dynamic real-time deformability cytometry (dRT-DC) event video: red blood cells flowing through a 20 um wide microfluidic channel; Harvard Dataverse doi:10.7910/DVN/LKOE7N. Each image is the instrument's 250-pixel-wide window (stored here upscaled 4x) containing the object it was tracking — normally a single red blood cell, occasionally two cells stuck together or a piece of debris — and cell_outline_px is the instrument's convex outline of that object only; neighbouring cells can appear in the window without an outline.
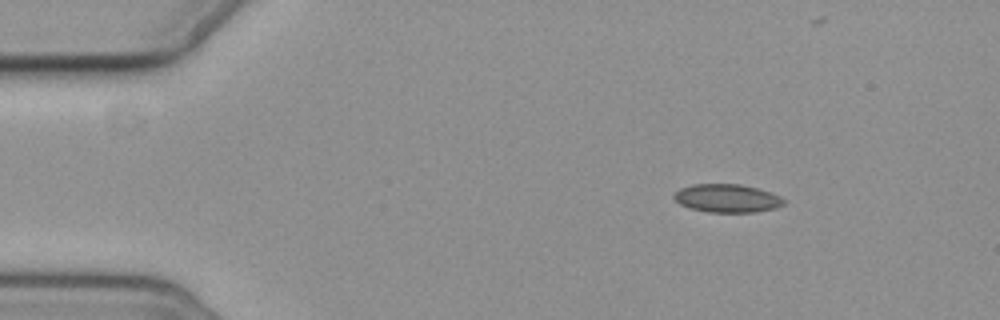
{"species": "common noctule bat (a hibernating species)", "species_latin": "Nyctalus noctula", "temperature_condition": "cold", "stored_images_in_passage": 9, "camera_frame_rate_fps": 3000, "um_per_image_px": 0.085, "animal": {"sex": "female", "body_mass_g": 19.3, "forearm_length_mm": 54.1}, "frame": {"image": 1, "passage_image": 1, "time_ms": 0.0, "image_size_px": [1000, 320], "cell_outline_px": [[784, 204], [776, 208], [756, 212], [708, 212], [688, 208], [680, 204], [672, 196], [680, 188], [692, 184], [740, 184], [756, 188], [780, 196], [784, 200]], "centroid_in_image_um": [61.78, 16.86], "position_along_channel_um": 23.2, "area_um2": 18.03}}
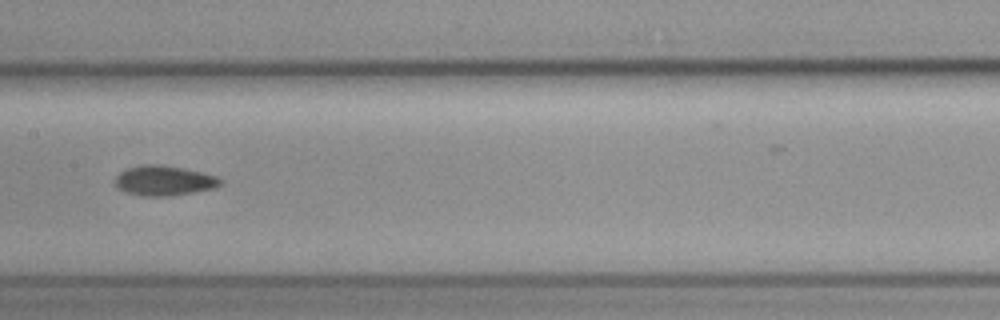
{"frame": {"image": 2, "passage_image": 6, "time_ms": 7.0, "image_size_px": [1000, 320], "cell_outline_px": [[220, 184], [212, 188], [192, 192], [168, 196], [144, 196], [128, 192], [116, 188], [112, 184], [116, 176], [120, 172], [128, 168], [140, 164], [160, 164], [200, 172], [216, 176], [220, 180]], "centroid_in_image_um": [13.84, 15.35], "position_along_channel_um": 193.6, "area_um2": 18.15}}
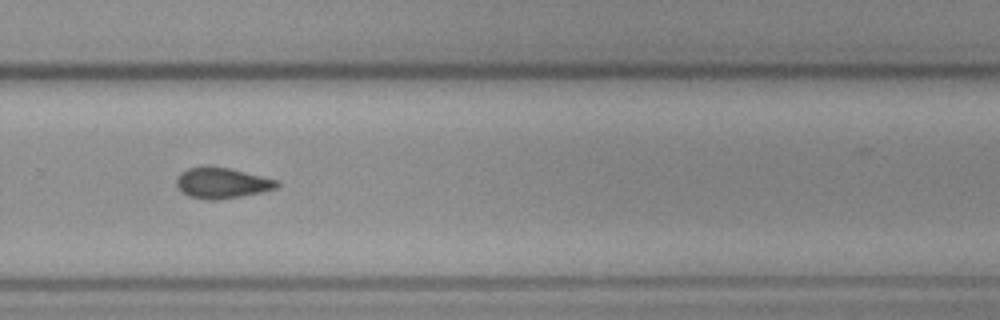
{"frame": {"image": 3, "passage_image": 9, "time_ms": 10.333, "image_size_px": [1000, 320], "cell_outline_px": [[280, 184], [276, 188], [260, 192], [240, 196], [212, 200], [208, 200], [188, 196], [176, 184], [176, 180], [180, 172], [188, 168], [228, 168], [276, 180]], "centroid_in_image_um": [18.85, 15.57], "position_along_channel_um": 311.0, "area_um2": 17.22}}